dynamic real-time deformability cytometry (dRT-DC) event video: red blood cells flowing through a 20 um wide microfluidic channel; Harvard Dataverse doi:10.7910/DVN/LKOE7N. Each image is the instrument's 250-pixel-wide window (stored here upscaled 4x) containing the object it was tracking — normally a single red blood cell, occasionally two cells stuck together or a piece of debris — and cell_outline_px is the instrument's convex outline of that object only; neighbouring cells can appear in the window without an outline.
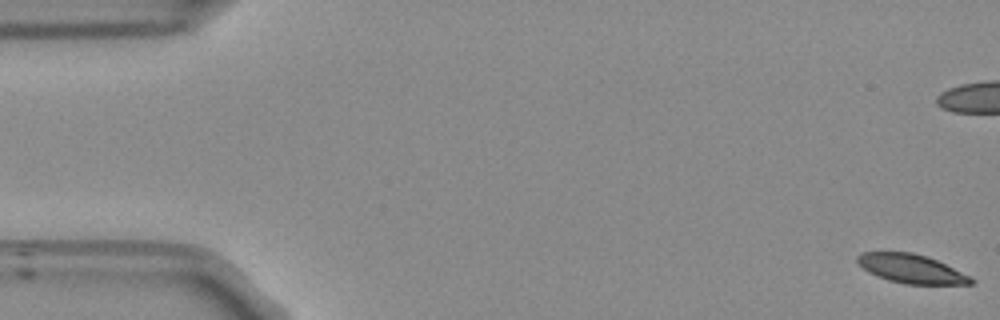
{"species": "Egyptian fruit bat (a non-hibernating species)", "species_latin": "Rousettus aegyptiacus", "temperature_condition": "room temperature", "stored_images_in_passage": 55, "camera_frame_rate_fps": 3000, "um_per_image_px": 0.085, "frame": {"image": 1, "passage_image": 1, "time_ms": 0.0, "image_size_px": [1000, 320], "cell_outline_px": [[976, 280], [972, 284], [904, 284], [888, 280], [876, 276], [868, 272], [856, 260], [856, 256], [860, 252], [912, 252], [936, 260]], "centroid_in_image_um": [77.4, 22.84], "position_along_channel_um": 7.6, "area_um2": 18.84}}
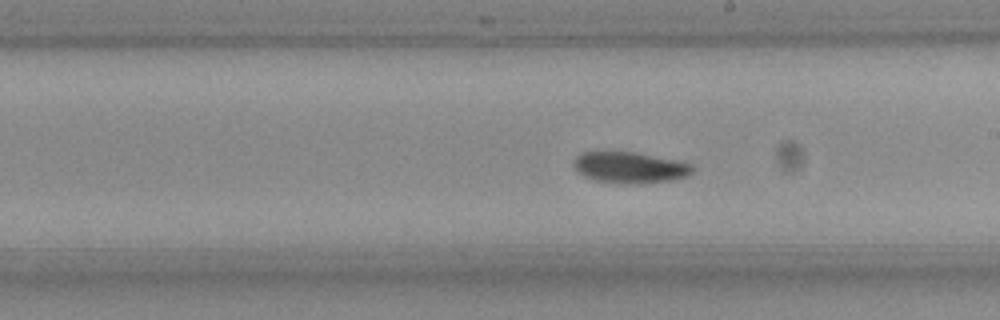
{"frame": {"image": 2, "passage_image": 30, "time_ms": 9.667, "image_size_px": [1000, 320], "cell_outline_px": [[692, 172], [684, 176], [672, 180], [640, 184], [628, 184], [596, 180], [584, 176], [576, 168], [576, 156], [584, 152], [636, 152], [692, 164]], "centroid_in_image_um": [53.56, 14.24], "position_along_channel_um": 235.4, "area_um2": 21.04}}
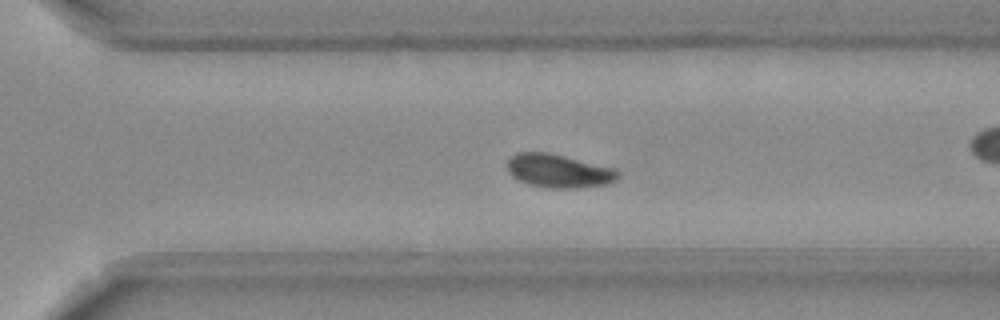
{"frame": {"image": 3, "passage_image": 37, "time_ms": 12.0, "image_size_px": [1000, 320], "cell_outline_px": [[620, 176], [616, 180], [608, 184], [576, 188], [548, 188], [528, 184], [516, 180], [508, 172], [508, 160], [516, 152], [548, 152], [616, 168], [620, 172]], "centroid_in_image_um": [47.5, 14.53], "position_along_channel_um": 323.1, "area_um2": 21.85}, "authors_computed_cell_mechanics": {"area_um2": 20.8658, "velocity_mm_per_s": 3.7707, "shape_relaxation_time_tau1_ms": 4.2841, "shape_relaxation_time_tau2_ms": 5.0622, "deformation_change_tau1": 0.1244, "deformation_change_tau2": 0.0817}}